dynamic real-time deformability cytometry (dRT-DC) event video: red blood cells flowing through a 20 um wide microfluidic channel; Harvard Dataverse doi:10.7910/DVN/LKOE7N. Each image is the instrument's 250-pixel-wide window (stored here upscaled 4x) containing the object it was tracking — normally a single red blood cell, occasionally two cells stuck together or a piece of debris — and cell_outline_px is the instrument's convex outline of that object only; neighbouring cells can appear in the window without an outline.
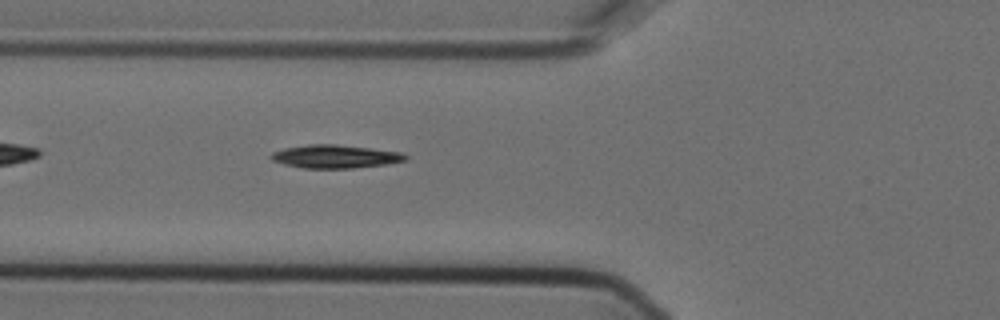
{"species": "Egyptian fruit bat (a non-hibernating species)", "species_latin": "Rousettus aegyptiacus", "temperature_condition": "cold", "stored_images_in_passage": 3, "camera_frame_rate_fps": 3000, "um_per_image_px": 0.085, "animal": {"sex": "female"}, "frame": {"image": 1, "passage_image": 3, "time_ms": 0.667, "image_size_px": [1000, 320], "cell_outline_px": [[408, 160], [388, 164], [352, 168], [304, 168], [284, 164], [272, 160], [268, 156], [272, 152], [284, 148], [308, 144], [336, 144], [400, 152], [408, 156]], "centroid_in_image_um": [28.48, 13.3], "position_along_channel_um": 97.3, "area_um2": 18.21}}